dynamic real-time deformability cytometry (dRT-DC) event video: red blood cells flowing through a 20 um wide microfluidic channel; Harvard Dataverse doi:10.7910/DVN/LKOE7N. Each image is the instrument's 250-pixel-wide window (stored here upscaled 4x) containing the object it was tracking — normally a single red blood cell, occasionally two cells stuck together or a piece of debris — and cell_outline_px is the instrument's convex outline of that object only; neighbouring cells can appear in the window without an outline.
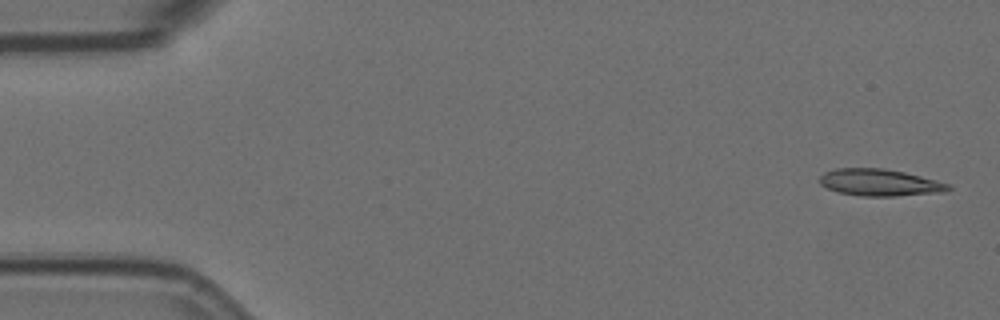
{"species": "Egyptian fruit bat (a non-hibernating species)", "species_latin": "Rousettus aegyptiacus", "temperature_condition": "room temperature", "stored_images_in_passage": 7, "camera_frame_rate_fps": 3000, "um_per_image_px": 0.085, "animal": {"sex": "female"}, "frame": {"image": 1, "passage_image": 1, "time_ms": 0.0, "image_size_px": [1000, 320], "cell_outline_px": [[952, 188], [944, 192], [896, 196], [860, 196], [840, 192], [828, 188], [820, 184], [820, 176], [824, 172], [836, 168], [884, 168], [904, 172], [936, 180], [948, 184]], "centroid_in_image_um": [74.77, 15.51], "position_along_channel_um": 10.2, "area_um2": 20.06}}